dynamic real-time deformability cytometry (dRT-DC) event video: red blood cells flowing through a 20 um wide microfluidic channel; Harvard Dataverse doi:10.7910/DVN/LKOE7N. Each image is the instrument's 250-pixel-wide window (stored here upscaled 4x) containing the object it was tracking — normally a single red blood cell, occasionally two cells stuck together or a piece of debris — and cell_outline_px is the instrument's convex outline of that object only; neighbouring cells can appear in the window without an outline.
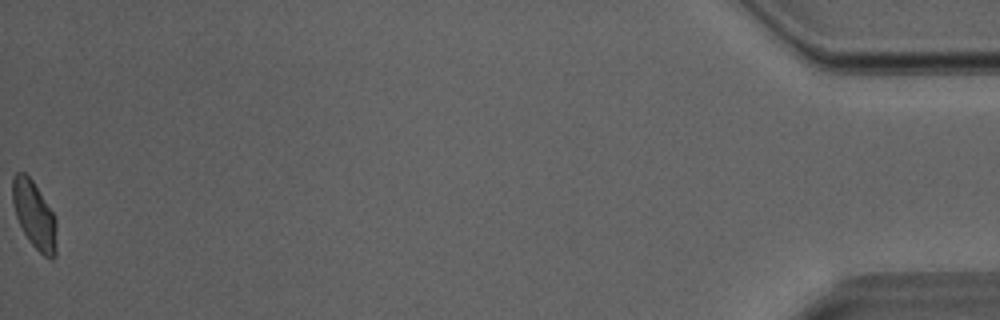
{"species": "Egyptian fruit bat (a non-hibernating species)", "species_latin": "Rousettus aegyptiacus", "temperature_condition": "room temperature", "stored_images_in_passage": 29, "camera_frame_rate_fps": 3000, "um_per_image_px": 0.085, "animal": {"sex": "male"}, "frame": {"image": 1, "passage_image": 29, "time_ms": 9.333, "image_size_px": [1000, 320], "cell_outline_px": [[56, 256], [52, 260], [48, 260], [32, 244], [24, 232], [16, 216], [12, 204], [12, 176], [16, 172], [24, 172], [32, 180], [52, 212], [56, 220]], "centroid_in_image_um": [2.91, 18.28], "position_along_channel_um": 432.3, "area_um2": 17.17}}